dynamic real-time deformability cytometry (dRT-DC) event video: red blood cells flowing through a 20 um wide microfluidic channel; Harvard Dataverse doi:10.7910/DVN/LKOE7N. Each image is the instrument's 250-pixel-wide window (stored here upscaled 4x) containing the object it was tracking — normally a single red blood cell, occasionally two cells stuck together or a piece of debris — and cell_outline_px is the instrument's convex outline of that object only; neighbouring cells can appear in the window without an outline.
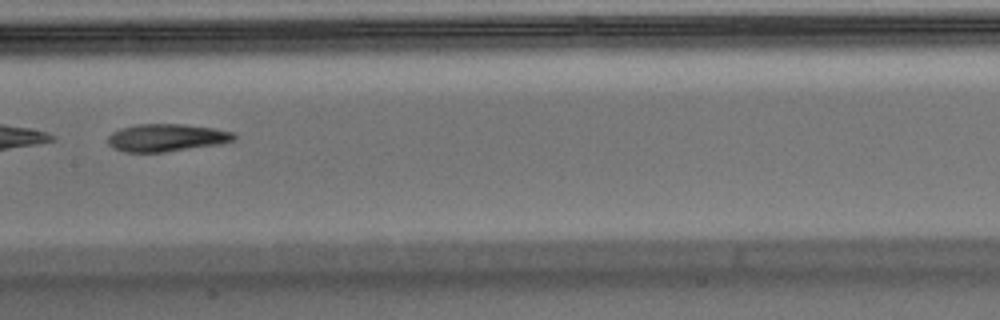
{"species": "Egyptian fruit bat (a non-hibernating species)", "species_latin": "Rousettus aegyptiacus", "temperature_condition": "warm", "stored_images_in_passage": 52, "segment_of_instrument_passage": [2, 2], "camera_frame_rate_fps": 3000, "um_per_image_px": 0.085, "animal": {"sex": "male"}, "frame": {"image": 1, "passage_image": 26, "time_ms": 8.333, "image_size_px": [1000, 320], "cell_outline_px": [[236, 140], [220, 144], [164, 152], [124, 152], [112, 148], [108, 144], [108, 136], [112, 132], [120, 128], [136, 124], [184, 124], [212, 128], [236, 132]], "centroid_in_image_um": [14.16, 11.7], "position_along_channel_um": 193.2, "area_um2": 20.46}}